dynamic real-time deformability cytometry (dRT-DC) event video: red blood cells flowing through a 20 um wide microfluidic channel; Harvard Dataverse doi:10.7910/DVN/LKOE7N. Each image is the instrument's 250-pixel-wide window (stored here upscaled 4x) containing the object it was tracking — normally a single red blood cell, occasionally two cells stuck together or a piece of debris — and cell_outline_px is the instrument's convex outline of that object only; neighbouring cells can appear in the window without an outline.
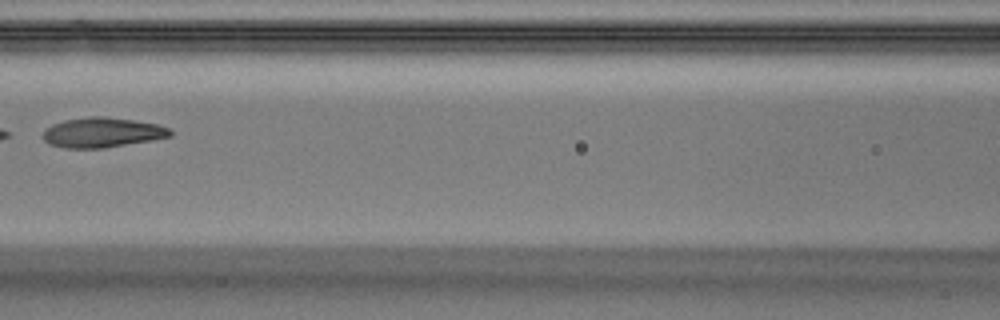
{"species": "Egyptian fruit bat (a non-hibernating species)", "species_latin": "Rousettus aegyptiacus", "temperature_condition": "warm", "stored_images_in_passage": 4, "camera_frame_rate_fps": 3000, "um_per_image_px": 0.085, "animal": {"sex": "male"}, "frame": {"image": 1, "passage_image": 4, "time_ms": 1.0, "image_size_px": [1000, 320], "cell_outline_px": [[172, 136], [152, 140], [104, 148], [64, 148], [48, 144], [40, 136], [44, 128], [52, 124], [64, 120], [88, 116], [104, 116], [132, 120], [156, 124], [168, 128], [172, 132]], "centroid_in_image_um": [8.61, 11.26], "position_along_channel_um": 158.0, "area_um2": 22.37}}